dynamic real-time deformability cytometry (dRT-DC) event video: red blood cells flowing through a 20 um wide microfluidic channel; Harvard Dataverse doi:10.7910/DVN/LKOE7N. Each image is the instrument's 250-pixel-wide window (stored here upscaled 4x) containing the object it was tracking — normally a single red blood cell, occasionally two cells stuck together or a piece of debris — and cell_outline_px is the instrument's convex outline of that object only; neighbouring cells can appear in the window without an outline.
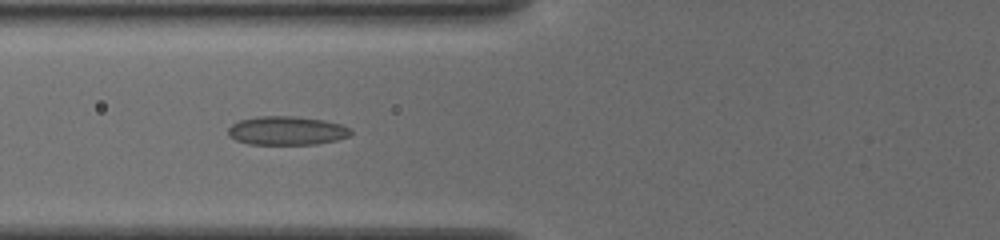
{"species": "common noctule bat (a hibernating species)", "species_latin": "Nyctalus noctula", "temperature_condition": "cold", "stored_images_in_passage": 43, "camera_frame_rate_fps": 3000, "um_per_image_px": 0.085, "animal": {"sex": "female", "body_mass_g": 19.5, "forearm_length_mm": 54.1}, "frame": {"image": 1, "passage_image": 15, "time_ms": 4.667, "image_size_px": [1000, 240], "cell_outline_px": [[352, 132], [348, 136], [336, 140], [316, 144], [248, 144], [236, 140], [228, 136], [228, 128], [232, 124], [240, 120], [260, 116], [292, 116], [324, 120], [340, 124], [348, 128]], "centroid_in_image_um": [24.34, 11.11], "position_along_channel_um": 101.5, "area_um2": 20.4}}
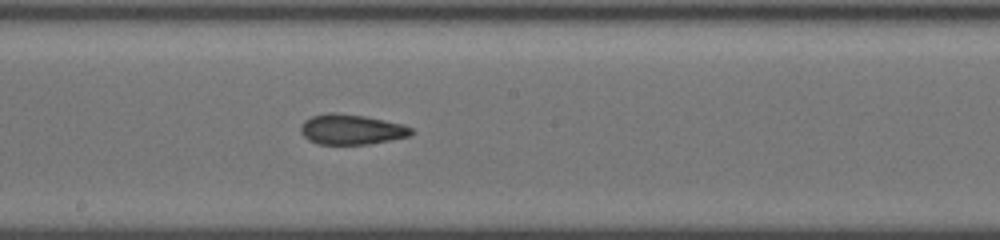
{"frame": {"image": 2, "passage_image": 24, "time_ms": 7.667, "image_size_px": [1000, 240], "cell_outline_px": [[416, 132], [412, 136], [392, 140], [368, 144], [316, 144], [308, 140], [300, 132], [300, 124], [304, 120], [312, 116], [328, 112], [336, 112], [364, 116], [404, 124], [412, 128]], "centroid_in_image_um": [29.89, 11.0], "position_along_channel_um": 218.3, "area_um2": 19.83}}
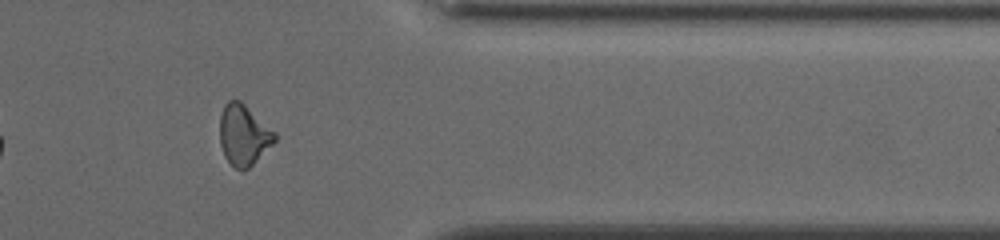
{"frame": {"image": 3, "passage_image": 38, "time_ms": 12.333, "image_size_px": [1000, 240], "cell_outline_px": [[276, 140], [244, 172], [236, 168], [224, 156], [220, 144], [220, 116], [224, 104], [228, 100], [240, 100], [276, 132]], "centroid_in_image_um": [20.7, 11.46], "position_along_channel_um": 390.7, "area_um2": 19.31}, "authors_computed_cell_mechanics": {"area_um2": 19.3052, "velocity_mm_per_s": 3.8835, "shape_relaxation_time_tau1_ms": null, "shape_relaxation_time_tau2_ms": 2.9188, "deformation_change_tau1": null, "deformation_change_tau2": 0.0995}}